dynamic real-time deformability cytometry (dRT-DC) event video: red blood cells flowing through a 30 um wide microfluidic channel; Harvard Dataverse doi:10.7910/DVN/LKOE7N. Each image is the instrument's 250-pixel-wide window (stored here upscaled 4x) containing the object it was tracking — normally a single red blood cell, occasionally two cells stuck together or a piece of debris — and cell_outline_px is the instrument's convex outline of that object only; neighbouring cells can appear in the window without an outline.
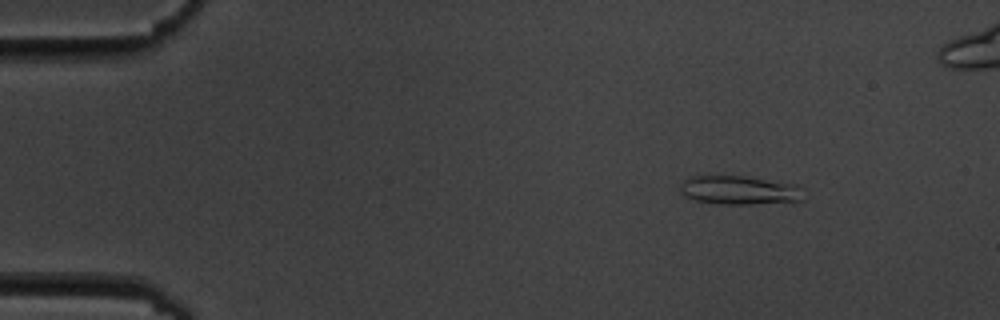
{"species": "common noctule bat (a hibernating species)", "species_latin": "Nyctalus noctula", "temperature_condition": "cold", "stored_images_in_passage": 11, "camera_frame_rate_fps": 3000, "um_per_image_px": 0.085, "animal": {"sex": "male", "body_mass_g": 19.5, "forearm_length_mm": 54.6}, "frame": {"image": 1, "passage_image": 2, "time_ms": 2.333, "image_size_px": [1000, 320], "cell_outline_px": [[804, 200], [792, 204], [720, 204], [696, 200], [684, 196], [680, 192], [680, 184], [684, 180], [692, 176], [744, 176], [796, 184], [804, 188]], "centroid_in_image_um": [62.97, 16.19], "position_along_channel_um": 22.0, "area_um2": 21.39}}
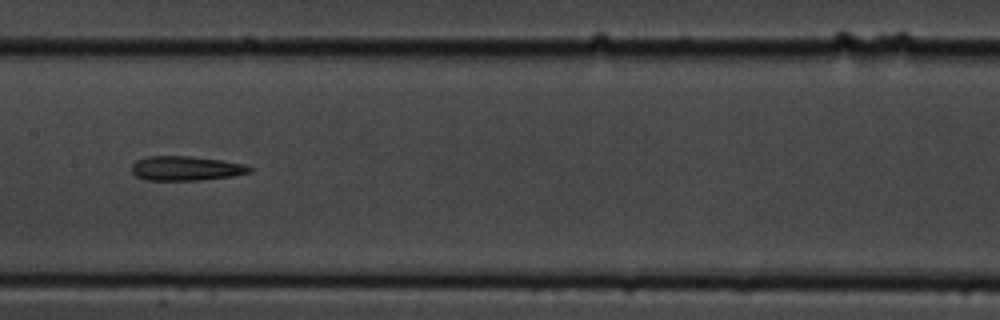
{"frame": {"image": 2, "passage_image": 8, "time_ms": 9.333, "image_size_px": [1000, 320], "cell_outline_px": [[252, 172], [232, 176], [200, 180], [144, 180], [136, 176], [132, 172], [132, 164], [136, 160], [144, 156], [192, 156], [220, 160], [244, 164], [252, 168]], "centroid_in_image_um": [15.77, 14.3], "position_along_channel_um": 191.6, "area_um2": 16.88}}
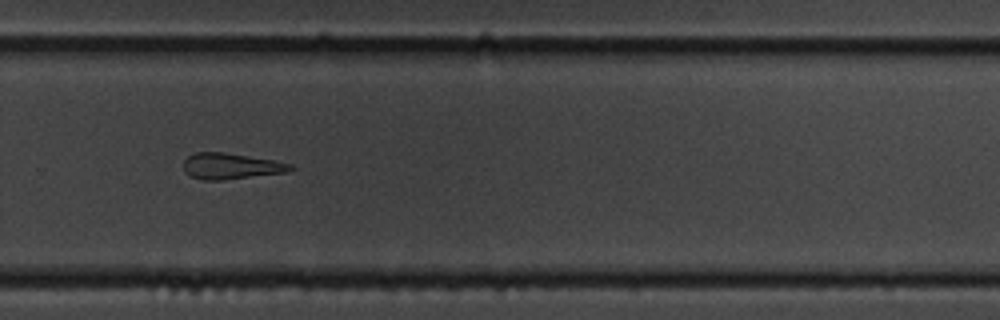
{"frame": {"image": 3, "passage_image": 11, "time_ms": 12.667, "image_size_px": [1000, 320], "cell_outline_px": [[296, 168], [288, 172], [224, 180], [204, 180], [192, 176], [184, 172], [184, 160], [188, 156], [196, 152], [224, 152], [272, 160], [292, 164]], "centroid_in_image_um": [19.64, 14.12], "position_along_channel_um": 310.2, "area_um2": 16.18}}